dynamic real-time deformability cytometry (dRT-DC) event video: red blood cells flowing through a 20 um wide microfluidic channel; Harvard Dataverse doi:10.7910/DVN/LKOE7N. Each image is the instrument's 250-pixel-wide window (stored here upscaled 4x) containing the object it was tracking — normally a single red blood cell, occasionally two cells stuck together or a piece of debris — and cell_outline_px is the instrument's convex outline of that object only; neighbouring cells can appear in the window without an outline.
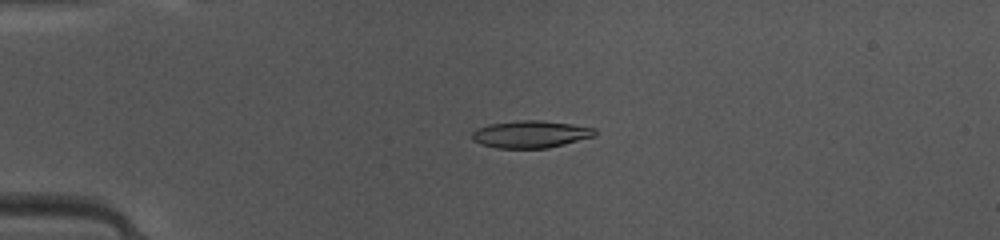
{"species": "common noctule bat (a hibernating species)", "species_latin": "Nyctalus noctula", "temperature_condition": "warm", "stored_images_in_passage": 48, "camera_frame_rate_fps": 3000, "um_per_image_px": 0.085, "animal": {"sex": "female", "body_mass_g": 10.0, "forearm_length_mm": 53.1}, "frame": {"image": 1, "passage_image": 12, "time_ms": 3.667, "image_size_px": [1000, 240], "cell_outline_px": [[596, 136], [548, 148], [496, 148], [480, 144], [472, 140], [472, 132], [476, 128], [492, 124], [520, 120], [540, 120], [572, 124], [596, 128]], "centroid_in_image_um": [45.11, 11.41], "position_along_channel_um": 39.9, "area_um2": 19.54}}
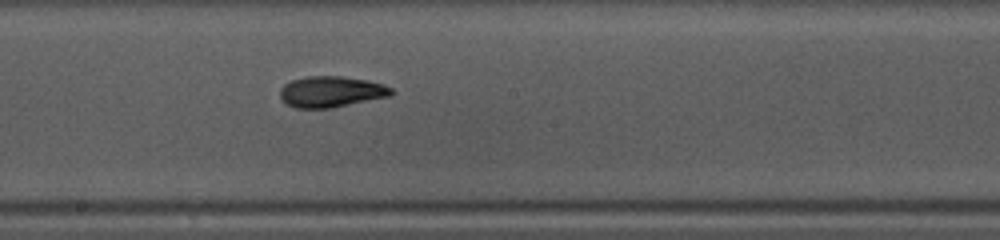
{"frame": {"image": 2, "passage_image": 27, "time_ms": 8.667, "image_size_px": [1000, 240], "cell_outline_px": [[396, 92], [392, 96], [332, 108], [296, 108], [288, 104], [280, 96], [280, 88], [284, 84], [292, 80], [304, 76], [340, 76], [368, 80], [384, 84], [392, 88]], "centroid_in_image_um": [28.2, 7.79], "position_along_channel_um": 220.0, "area_um2": 20.35}}
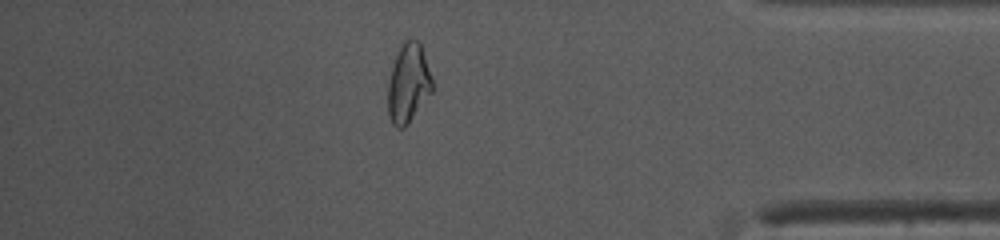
{"frame": {"image": 3, "passage_image": 42, "time_ms": 13.667, "image_size_px": [1000, 240], "cell_outline_px": [[432, 92], [408, 124], [404, 128], [396, 128], [392, 124], [388, 116], [388, 84], [392, 68], [400, 44], [404, 40], [420, 40], [432, 80]], "centroid_in_image_um": [34.7, 7.1], "position_along_channel_um": 400.5, "area_um2": 20.4}, "authors_computed_cell_mechanics": {"area_um2": 19.5075, "velocity_mm_per_s": 4.168, "shape_relaxation_time_tau1_ms": 3.9946, "shape_relaxation_time_tau2_ms": 2.0919, "deformation_change_tau1": 0.1721, "deformation_change_tau2": 0.0751}}